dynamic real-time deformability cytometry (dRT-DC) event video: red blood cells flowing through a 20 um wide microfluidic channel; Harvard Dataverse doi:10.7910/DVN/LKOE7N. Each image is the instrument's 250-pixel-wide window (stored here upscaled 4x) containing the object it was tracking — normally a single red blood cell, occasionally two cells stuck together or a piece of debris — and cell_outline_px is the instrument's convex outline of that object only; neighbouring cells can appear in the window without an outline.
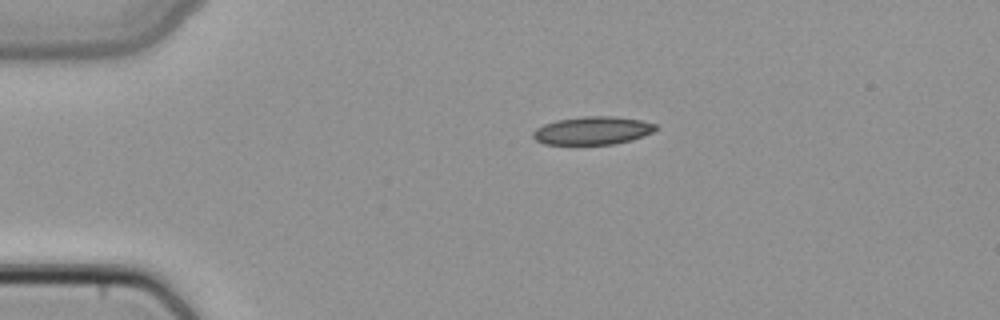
{"species": "common noctule bat (a hibernating species)", "species_latin": "Nyctalus noctula", "temperature_condition": "cold", "stored_images_in_passage": 2, "camera_frame_rate_fps": 3000, "um_per_image_px": 0.085, "animal": {"sex": "female", "body_mass_g": 22.7, "forearm_length_mm": 54.2}, "frame": {"image": 1, "passage_image": 1, "time_ms": 0.0, "image_size_px": [1000, 320], "cell_outline_px": [[656, 128], [652, 132], [632, 140], [612, 144], [544, 144], [536, 140], [532, 136], [532, 132], [536, 128], [544, 124], [556, 120], [584, 116], [616, 116], [640, 120], [656, 124]], "centroid_in_image_um": [50.34, 11.09], "position_along_channel_um": 34.7, "area_um2": 20.0}}